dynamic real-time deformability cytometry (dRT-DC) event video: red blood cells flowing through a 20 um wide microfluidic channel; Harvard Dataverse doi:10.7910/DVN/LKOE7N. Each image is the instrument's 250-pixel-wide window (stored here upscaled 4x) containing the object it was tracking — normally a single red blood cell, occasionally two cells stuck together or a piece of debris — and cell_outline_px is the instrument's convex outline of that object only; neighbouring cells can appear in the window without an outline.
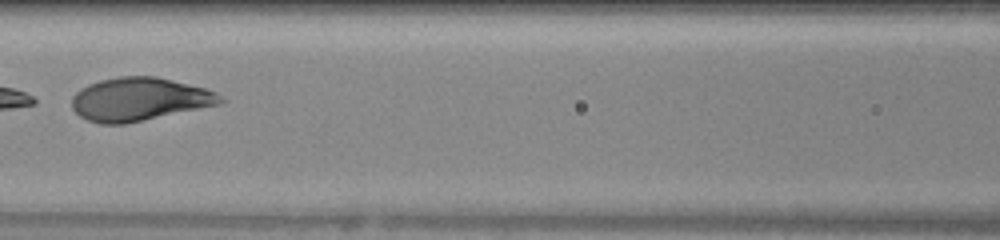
{"species": "human", "species_latin": "Homo sapiens", "temperature_condition": "warm", "stored_images_in_passage": 46, "camera_frame_rate_fps": 3000, "um_per_image_px": 0.085, "donor": {"sex": "female"}, "frame": {"image": 1, "passage_image": 21, "time_ms": 6.667, "image_size_px": [1000, 240], "cell_outline_px": [[228, 100], [220, 104], [124, 124], [100, 124], [88, 120], [80, 116], [72, 108], [72, 96], [80, 88], [88, 84], [100, 80], [120, 76], [156, 76], [204, 88], [216, 92]], "centroid_in_image_um": [11.84, 8.43], "position_along_channel_um": 154.8, "area_um2": 37.34}, "authors_computed_cell_mechanics": {"area_um2": 39.3907, "velocity_mm_per_s": 4.1462, "shape_relaxation_time_tau1_ms": 1.3593, "shape_relaxation_time_tau2_ms": null, "deformation_change_tau1": 0.347, "deformation_change_tau2": null}}